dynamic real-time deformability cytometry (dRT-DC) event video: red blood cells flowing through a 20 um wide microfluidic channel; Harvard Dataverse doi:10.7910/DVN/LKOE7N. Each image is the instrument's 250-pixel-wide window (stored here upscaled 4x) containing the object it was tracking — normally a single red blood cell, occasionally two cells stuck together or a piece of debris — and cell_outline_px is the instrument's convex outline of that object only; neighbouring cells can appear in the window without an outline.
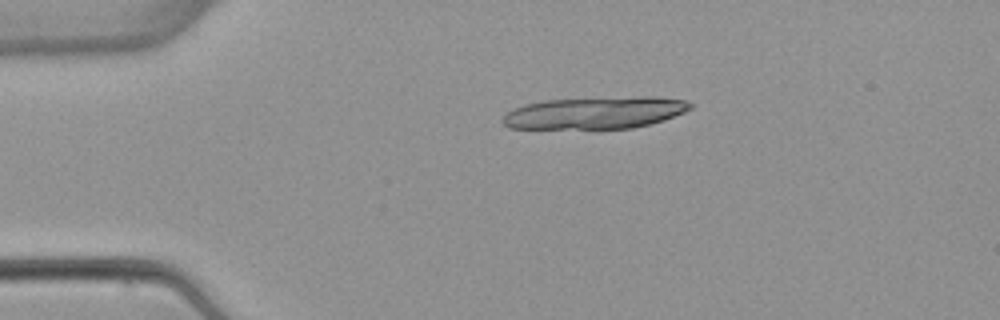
{"species": "common noctule bat (a hibernating species)", "species_latin": "Nyctalus noctula", "temperature_condition": "warm", "stored_images_in_passage": 2, "camera_frame_rate_fps": 3000, "um_per_image_px": 0.085, "animal": {"sex": "female", "body_mass_g": 22.7, "forearm_length_mm": 54.2}, "frame": {"image": 1, "passage_image": 2, "time_ms": 1.333, "image_size_px": [1000, 320], "cell_outline_px": [[692, 108], [684, 112], [664, 120], [632, 128], [508, 128], [500, 120], [508, 112], [524, 104], [544, 100], [640, 96], [652, 96], [684, 100], [692, 104]], "centroid_in_image_um": [50.58, 9.58], "position_along_channel_um": 34.4, "area_um2": 34.85}}